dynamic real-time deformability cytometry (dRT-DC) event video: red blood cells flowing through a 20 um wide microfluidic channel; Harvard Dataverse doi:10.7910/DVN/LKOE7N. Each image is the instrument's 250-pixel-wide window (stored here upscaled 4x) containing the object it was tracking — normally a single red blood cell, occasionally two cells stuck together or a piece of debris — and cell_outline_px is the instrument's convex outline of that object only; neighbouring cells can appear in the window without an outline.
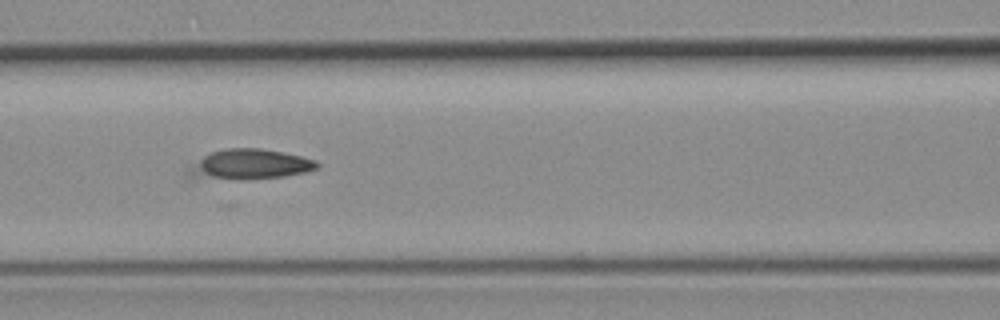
{"species": "common noctule bat (a hibernating species)", "species_latin": "Nyctalus noctula", "temperature_condition": "room temperature", "stored_images_in_passage": 51, "camera_frame_rate_fps": 3000, "um_per_image_px": 0.085, "animal": {"sex": "female", "body_mass_g": 19.3, "forearm_length_mm": 54.1}, "frame": {"image": 1, "passage_image": 29, "time_ms": 9.333, "image_size_px": [1000, 320], "cell_outline_px": [[320, 164], [316, 168], [304, 172], [284, 176], [244, 180], [192, 180], [184, 172], [188, 168], [204, 156], [212, 152], [224, 148], [260, 148], [300, 156], [316, 160]], "centroid_in_image_um": [21.1, 14.01], "position_along_channel_um": 145.5, "area_um2": 23.0}}
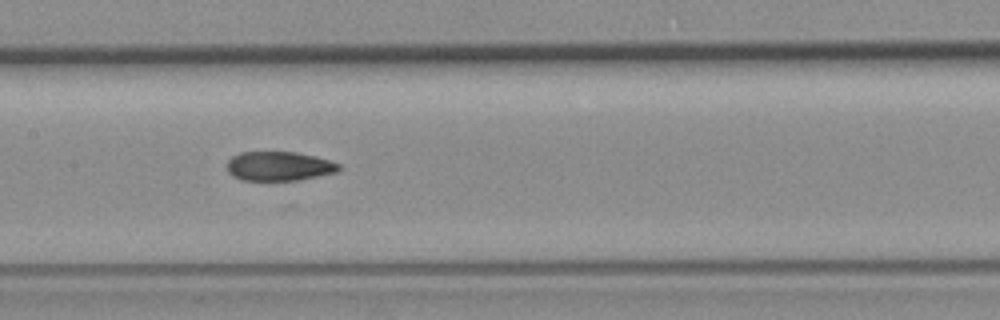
{"frame": {"image": 2, "passage_image": 32, "time_ms": 10.333, "image_size_px": [1000, 320], "cell_outline_px": [[340, 168], [336, 172], [300, 180], [240, 180], [232, 176], [228, 172], [228, 160], [232, 156], [240, 152], [296, 152], [316, 156], [340, 164]], "centroid_in_image_um": [23.7, 14.12], "position_along_channel_um": 183.7, "area_um2": 19.07}}